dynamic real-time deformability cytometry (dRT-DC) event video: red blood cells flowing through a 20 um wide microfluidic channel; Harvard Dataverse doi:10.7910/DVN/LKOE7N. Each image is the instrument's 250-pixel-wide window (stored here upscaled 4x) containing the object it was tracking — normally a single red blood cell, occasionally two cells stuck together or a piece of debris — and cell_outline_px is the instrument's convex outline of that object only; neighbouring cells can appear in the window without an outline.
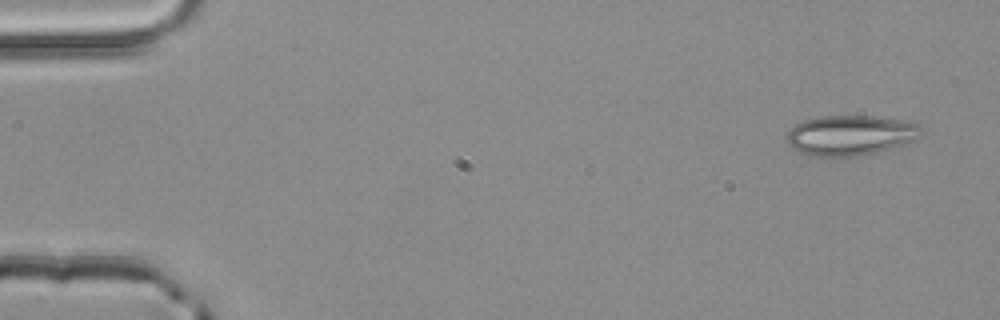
{"species": "common noctule bat (a hibernating species)", "species_latin": "Nyctalus noctula", "temperature_condition": "room temperature", "stored_images_in_passage": 4, "segment_of_instrument_passage": [2, 2], "camera_frame_rate_fps": 3000, "um_per_image_px": 0.085, "animal": {"sex": "male", "body_mass_g": 20.4}, "frame": {"image": 1, "passage_image": 4, "time_ms": 1.0, "image_size_px": [1000, 320], "cell_outline_px": [[924, 128], [920, 136], [916, 140], [908, 144], [876, 152], [856, 156], [808, 156], [792, 148], [788, 144], [788, 132], [796, 124], [804, 120], [820, 116], [872, 116], [908, 120], [920, 124]], "centroid_in_image_um": [72.36, 11.49], "position_along_channel_um": 12.6, "area_um2": 31.79}}